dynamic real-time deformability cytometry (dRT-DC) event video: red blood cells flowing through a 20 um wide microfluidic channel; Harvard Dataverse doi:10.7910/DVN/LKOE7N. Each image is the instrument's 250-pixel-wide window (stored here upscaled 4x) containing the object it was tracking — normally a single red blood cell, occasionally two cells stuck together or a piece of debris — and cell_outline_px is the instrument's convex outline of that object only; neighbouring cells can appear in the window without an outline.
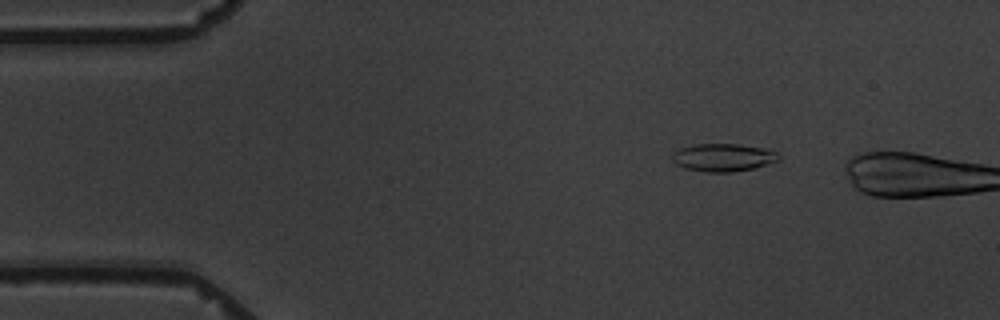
{"species": "common noctule bat (a hibernating species)", "species_latin": "Nyctalus noctula", "temperature_condition": "warm", "stored_images_in_passage": 4, "camera_frame_rate_fps": 3000, "um_per_image_px": 0.085, "animal": {"sex": "male", "body_mass_g": 19.5, "forearm_length_mm": 54.6}, "frame": {"image": 1, "passage_image": 3, "time_ms": 2.333, "image_size_px": [1000, 320], "cell_outline_px": [[780, 156], [776, 160], [768, 164], [752, 168], [732, 172], [704, 172], [684, 168], [676, 164], [672, 160], [672, 152], [680, 148], [696, 144], [736, 144], [772, 148]], "centroid_in_image_um": [61.46, 13.37], "position_along_channel_um": 23.5, "area_um2": 17.4}}